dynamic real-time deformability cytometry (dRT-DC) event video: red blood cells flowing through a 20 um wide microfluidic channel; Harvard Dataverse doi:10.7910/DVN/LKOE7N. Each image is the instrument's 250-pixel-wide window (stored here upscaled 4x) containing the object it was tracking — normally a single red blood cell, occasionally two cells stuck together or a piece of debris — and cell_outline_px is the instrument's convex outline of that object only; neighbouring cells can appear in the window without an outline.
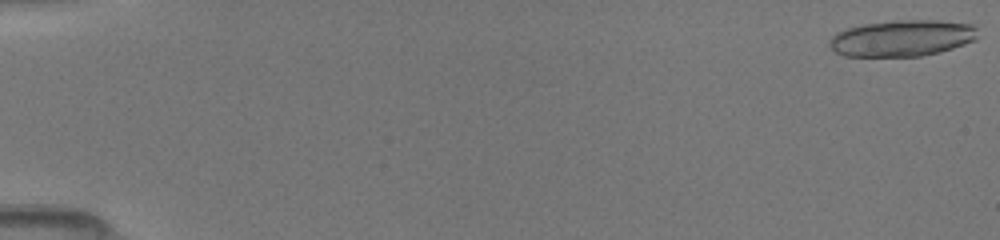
{"species": "common noctule bat (a hibernating species)", "species_latin": "Nyctalus noctula", "temperature_condition": "room temperature", "stored_images_in_passage": 27, "camera_frame_rate_fps": 3000, "um_per_image_px": 0.085, "animal": {"sex": "female", "body_mass_g": 19.5, "forearm_length_mm": 54.1}, "frame": {"image": 1, "passage_image": 1, "time_ms": 0.0, "image_size_px": [1000, 240], "cell_outline_px": [[976, 40], [940, 52], [920, 56], [844, 56], [836, 52], [828, 44], [828, 40], [836, 32], [848, 28], [864, 24], [892, 20], [940, 20], [972, 24], [976, 28]], "centroid_in_image_um": [76.66, 3.24], "position_along_channel_um": 8.3, "area_um2": 31.5}}